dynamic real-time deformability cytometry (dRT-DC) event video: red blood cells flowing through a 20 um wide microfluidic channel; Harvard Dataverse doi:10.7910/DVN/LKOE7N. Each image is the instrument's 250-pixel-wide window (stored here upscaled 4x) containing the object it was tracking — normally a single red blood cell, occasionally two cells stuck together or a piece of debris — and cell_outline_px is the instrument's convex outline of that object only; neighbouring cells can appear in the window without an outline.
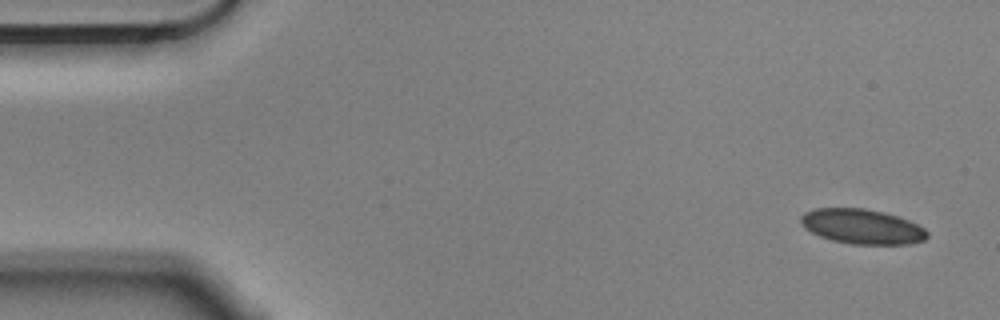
{"species": "Egyptian fruit bat (a non-hibernating species)", "species_latin": "Rousettus aegyptiacus", "temperature_condition": "cold", "stored_images_in_passage": 4, "camera_frame_rate_fps": 3000, "um_per_image_px": 0.085, "animal": {"sex": "male"}, "frame": {"image": 1, "passage_image": 1, "time_ms": 0.0, "image_size_px": [1000, 320], "cell_outline_px": [[928, 236], [924, 240], [908, 244], [852, 244], [832, 240], [820, 236], [804, 228], [800, 224], [800, 216], [804, 212], [816, 208], [864, 208], [896, 216], [908, 220], [924, 228], [928, 232]], "centroid_in_image_um": [73.24, 19.25], "position_along_channel_um": 11.8, "area_um2": 25.55}}
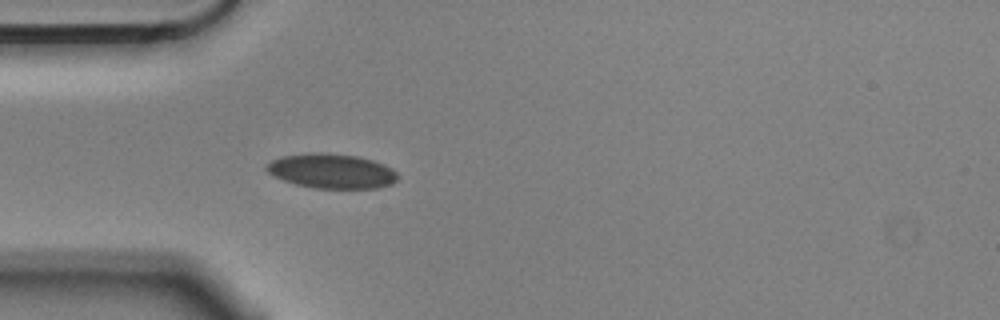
{"frame": {"image": 2, "passage_image": 4, "time_ms": 1.0, "image_size_px": [1000, 320], "cell_outline_px": [[400, 176], [392, 184], [376, 188], [312, 188], [296, 184], [284, 180], [268, 172], [264, 168], [272, 160], [280, 156], [308, 152], [324, 152], [360, 156], [384, 164], [392, 168]], "centroid_in_image_um": [28.2, 14.52], "position_along_channel_um": 56.8, "area_um2": 26.7}}